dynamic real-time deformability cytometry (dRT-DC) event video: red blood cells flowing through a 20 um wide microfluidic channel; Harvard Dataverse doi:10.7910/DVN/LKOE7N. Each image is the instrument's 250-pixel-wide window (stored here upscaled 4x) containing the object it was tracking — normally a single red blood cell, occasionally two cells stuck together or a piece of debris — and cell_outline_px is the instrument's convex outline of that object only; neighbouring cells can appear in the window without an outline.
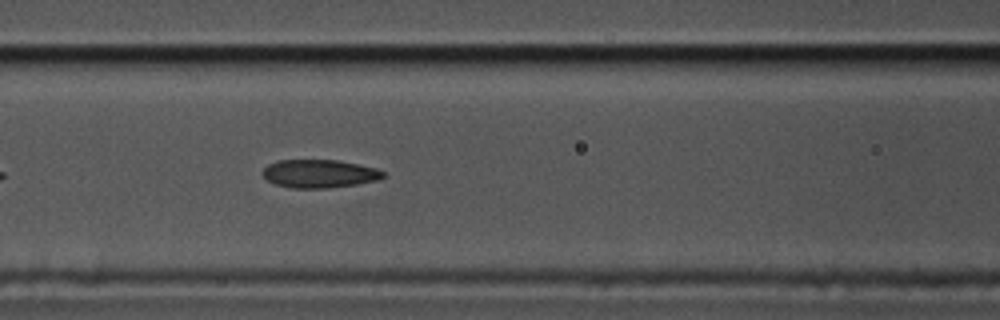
{"species": "common noctule bat (a hibernating species)", "species_latin": "Nyctalus noctula", "temperature_condition": "cold", "stored_images_in_passage": 41, "camera_frame_rate_fps": 3000, "um_per_image_px": 0.085, "animal": {"sex": "male", "body_mass_g": 17.5, "forearm_length_mm": 52.3}, "frame": {"image": 1, "passage_image": 11, "time_ms": 3.333, "image_size_px": [1000, 320], "cell_outline_px": [[384, 176], [376, 180], [356, 184], [328, 188], [292, 188], [276, 184], [268, 180], [264, 176], [264, 168], [268, 164], [280, 160], [340, 160], [376, 168], [384, 172]], "centroid_in_image_um": [27.15, 14.76], "position_along_channel_um": 139.4, "area_um2": 19.59}}
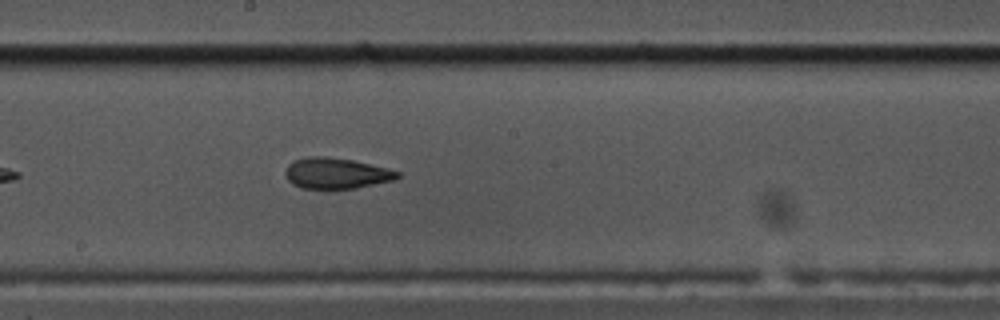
{"frame": {"image": 2, "passage_image": 18, "time_ms": 5.667, "image_size_px": [1000, 320], "cell_outline_px": [[400, 176], [392, 180], [356, 188], [300, 188], [292, 184], [288, 180], [284, 172], [288, 164], [304, 156], [324, 156], [352, 160], [388, 168], [400, 172]], "centroid_in_image_um": [28.55, 14.72], "position_along_channel_um": 219.7, "area_um2": 20.06}}
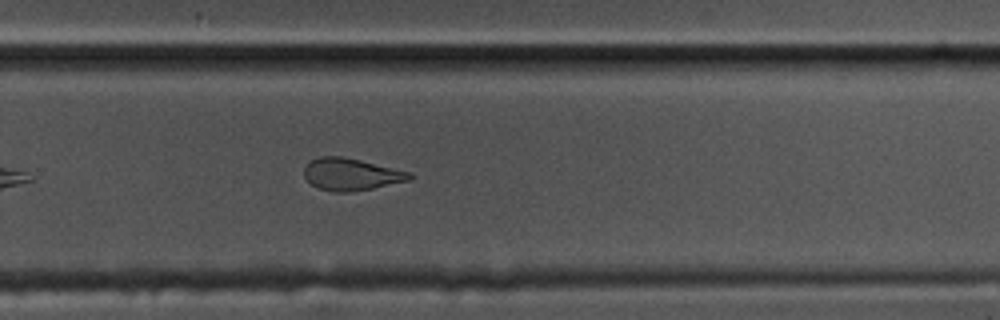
{"frame": {"image": 3, "passage_image": 25, "time_ms": 8.0, "image_size_px": [1000, 320], "cell_outline_px": [[416, 176], [412, 180], [352, 192], [332, 192], [316, 188], [304, 176], [304, 168], [312, 160], [320, 156], [344, 156], [412, 172]], "centroid_in_image_um": [29.9, 14.82], "position_along_channel_um": 299.9, "area_um2": 20.0}, "authors_computed_cell_mechanics": {"area_um2": 20.4612, "velocity_mm_per_s": 3.4483, "shape_relaxation_time_tau1_ms": null, "shape_relaxation_time_tau2_ms": 3.5265, "deformation_change_tau1": null, "deformation_change_tau2": 0.1069}}